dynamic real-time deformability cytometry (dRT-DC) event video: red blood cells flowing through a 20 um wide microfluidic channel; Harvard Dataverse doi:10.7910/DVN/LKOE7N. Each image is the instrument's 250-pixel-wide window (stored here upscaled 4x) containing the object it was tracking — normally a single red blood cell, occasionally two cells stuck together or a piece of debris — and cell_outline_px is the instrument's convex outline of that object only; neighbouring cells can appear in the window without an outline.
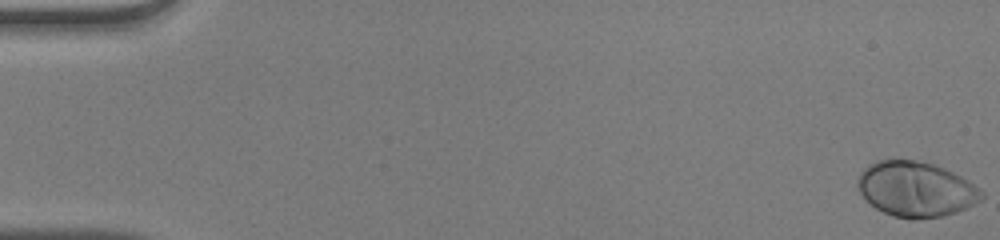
{"species": "human", "species_latin": "Homo sapiens", "temperature_condition": "warm", "stored_images_in_passage": 51, "camera_frame_rate_fps": 3000, "um_per_image_px": 0.085, "donor": {"sex": "male"}, "frame": {"image": 1, "passage_image": 1, "time_ms": 0.0, "image_size_px": [1000, 240], "cell_outline_px": [[984, 196], [980, 200], [968, 208], [944, 216], [916, 220], [912, 220], [892, 216], [876, 208], [860, 192], [856, 184], [860, 172], [868, 164], [876, 160], [916, 160], [932, 164], [944, 168], [968, 180], [984, 192]], "centroid_in_image_um": [77.86, 16.09], "position_along_channel_um": 7.1, "area_um2": 39.94}}
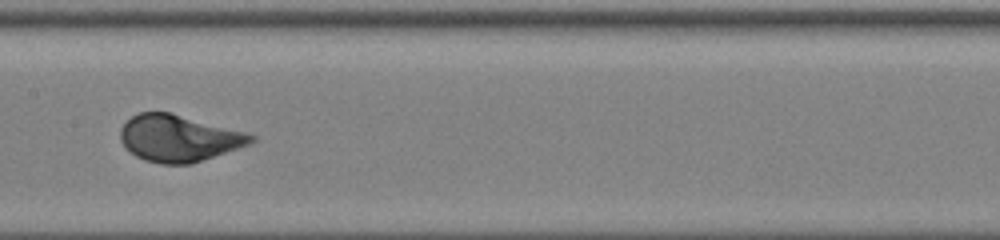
{"frame": {"image": 2, "passage_image": 27, "time_ms": 8.667, "image_size_px": [1000, 240], "cell_outline_px": [[256, 140], [252, 144], [192, 164], [160, 164], [144, 160], [136, 156], [120, 140], [120, 128], [132, 116], [140, 112], [172, 112], [248, 132], [256, 136]], "centroid_in_image_um": [15.26, 11.75], "position_along_channel_um": 192.1, "area_um2": 35.95}}
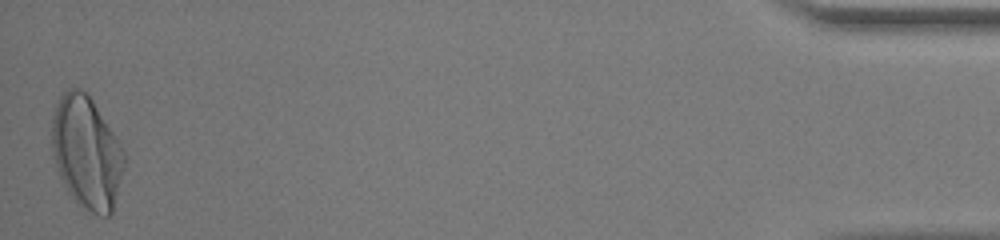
{"frame": {"image": 3, "passage_image": 51, "time_ms": 16.667, "image_size_px": [1000, 240], "cell_outline_px": [[128, 160], [112, 212], [108, 216], [100, 216], [92, 212], [80, 204], [68, 192], [60, 176], [56, 164], [52, 148], [52, 116], [56, 104], [60, 96], [68, 88], [76, 88], [84, 92], [92, 100], [120, 144]], "centroid_in_image_um": [7.39, 12.98], "position_along_channel_um": 427.8, "area_um2": 47.11}, "authors_computed_cell_mechanics": {"area_um2": 36.5874, "velocity_mm_per_s": 4.0714, "shape_relaxation_time_tau1_ms": 2.3663, "shape_relaxation_time_tau2_ms": null, "deformation_change_tau1": 0.1803, "deformation_change_tau2": null}}